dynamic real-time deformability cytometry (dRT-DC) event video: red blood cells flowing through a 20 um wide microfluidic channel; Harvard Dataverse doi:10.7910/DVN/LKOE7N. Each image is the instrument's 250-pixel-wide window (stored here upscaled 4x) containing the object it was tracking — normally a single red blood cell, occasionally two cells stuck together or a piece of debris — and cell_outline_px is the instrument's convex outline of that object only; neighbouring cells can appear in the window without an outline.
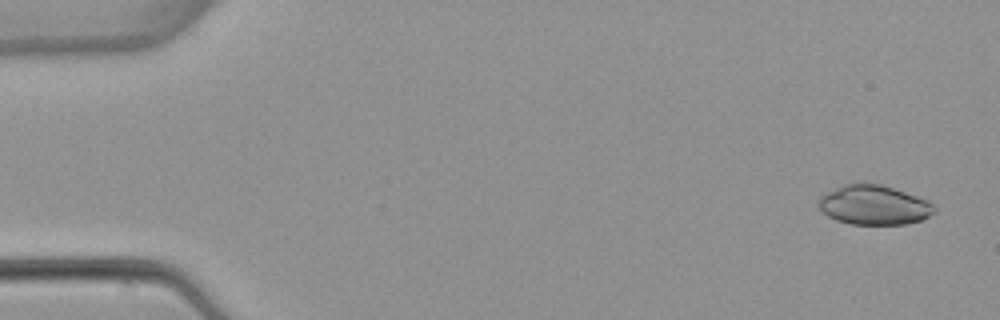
{"species": "common noctule bat (a hibernating species)", "species_latin": "Nyctalus noctula", "temperature_condition": "warm", "stored_images_in_passage": 6, "camera_frame_rate_fps": 3000, "um_per_image_px": 0.085, "animal": {"sex": "female", "body_mass_g": 22.7, "forearm_length_mm": 54.2}, "frame": {"image": 1, "passage_image": 1, "time_ms": 0.0, "image_size_px": [1000, 320], "cell_outline_px": [[936, 212], [920, 220], [908, 224], [852, 224], [836, 220], [828, 216], [816, 204], [820, 196], [824, 192], [844, 184], [880, 184], [928, 200], [936, 208]], "centroid_in_image_um": [74.26, 17.43], "position_along_channel_um": 10.7, "area_um2": 26.53}}
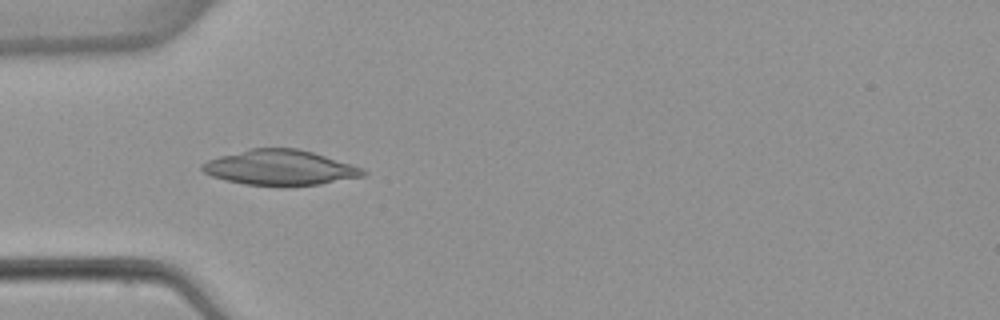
{"frame": {"image": 2, "passage_image": 5, "time_ms": 4.667, "image_size_px": [1000, 320], "cell_outline_px": [[368, 172], [364, 176], [320, 184], [284, 188], [244, 184], [224, 180], [212, 176], [204, 172], [200, 168], [200, 164], [208, 160], [220, 156], [248, 148], [296, 148], [312, 152], [352, 164], [364, 168]], "centroid_in_image_um": [23.8, 14.27], "position_along_channel_um": 61.2, "area_um2": 33.64}}
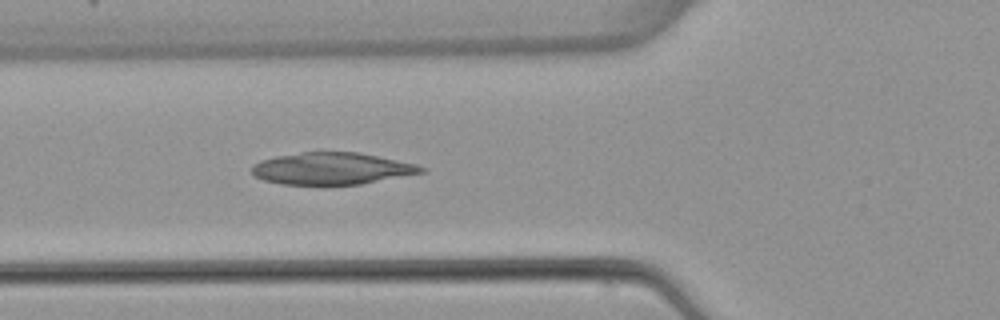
{"frame": {"image": 3, "passage_image": 6, "time_ms": 5.667, "image_size_px": [1000, 320], "cell_outline_px": [[428, 172], [360, 184], [280, 184], [264, 180], [256, 176], [252, 172], [252, 164], [260, 160], [276, 156], [300, 152], [360, 152], [416, 164], [428, 168]], "centroid_in_image_um": [28.24, 14.32], "position_along_channel_um": 97.6, "area_um2": 31.62}}